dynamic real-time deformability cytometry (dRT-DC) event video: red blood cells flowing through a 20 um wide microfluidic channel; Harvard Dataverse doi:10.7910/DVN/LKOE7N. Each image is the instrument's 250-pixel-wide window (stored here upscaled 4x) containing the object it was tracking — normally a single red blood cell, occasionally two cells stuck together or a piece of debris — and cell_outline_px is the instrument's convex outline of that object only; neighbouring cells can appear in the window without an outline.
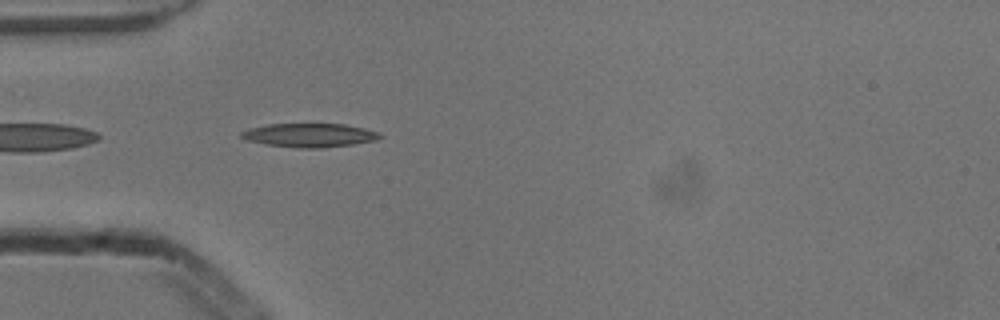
{"species": "common noctule bat (a hibernating species)", "species_latin": "Nyctalus noctula", "temperature_condition": "cold", "stored_images_in_passage": 3, "camera_frame_rate_fps": 3000, "um_per_image_px": 0.085, "animal": {"sex": "male", "body_mass_g": 13.3}, "frame": {"image": 1, "passage_image": 3, "time_ms": 0.667, "image_size_px": [1000, 320], "cell_outline_px": [[384, 136], [376, 140], [352, 144], [320, 148], [300, 148], [268, 144], [248, 140], [240, 136], [240, 132], [248, 128], [268, 124], [344, 124], [364, 128], [380, 132]], "centroid_in_image_um": [26.34, 11.48], "position_along_channel_um": 58.7, "area_um2": 19.07}}